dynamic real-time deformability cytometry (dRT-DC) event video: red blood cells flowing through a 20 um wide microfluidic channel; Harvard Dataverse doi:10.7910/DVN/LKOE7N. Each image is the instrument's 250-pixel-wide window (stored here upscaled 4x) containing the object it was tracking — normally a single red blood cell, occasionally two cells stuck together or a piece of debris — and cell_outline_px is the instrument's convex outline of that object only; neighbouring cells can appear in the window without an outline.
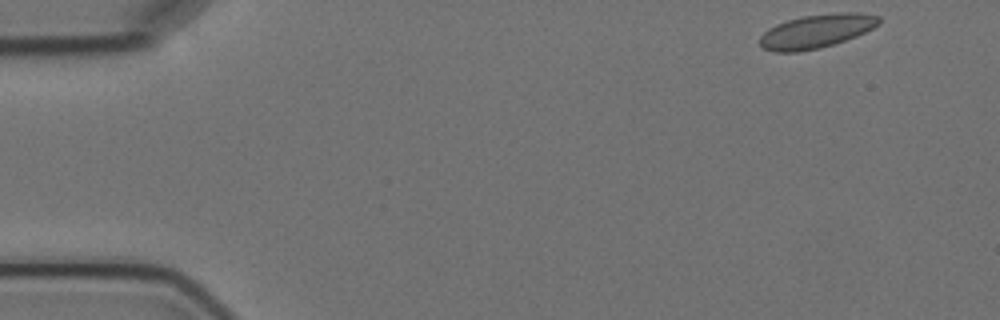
{"species": "Egyptian fruit bat (a non-hibernating species)", "species_latin": "Rousettus aegyptiacus", "temperature_condition": "cold", "stored_images_in_passage": 5, "camera_frame_rate_fps": 3000, "um_per_image_px": 0.085, "animal": {"sex": "female"}, "frame": {"image": 1, "passage_image": 1, "time_ms": 0.0, "image_size_px": [1000, 320], "cell_outline_px": [[880, 24], [856, 36], [820, 48], [796, 52], [772, 52], [764, 48], [760, 44], [760, 36], [768, 28], [776, 24], [788, 20], [804, 16], [840, 12], [856, 12], [880, 16]], "centroid_in_image_um": [69.39, 2.65], "position_along_channel_um": 15.6, "area_um2": 23.24}}
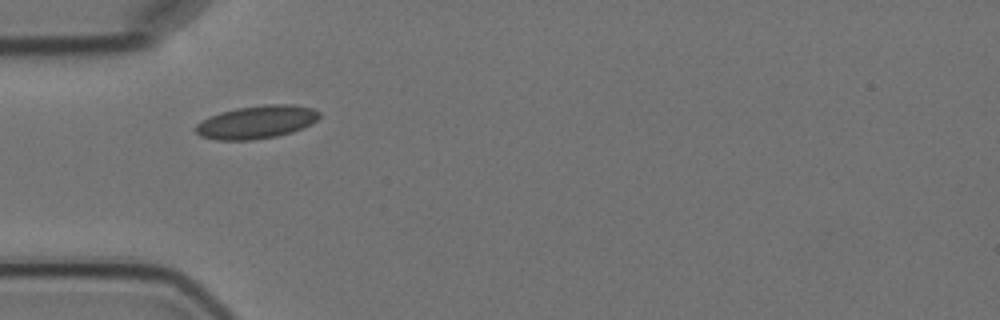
{"frame": {"image": 2, "passage_image": 4, "time_ms": 4.333, "image_size_px": [1000, 320], "cell_outline_px": [[320, 116], [312, 124], [304, 128], [292, 132], [276, 136], [252, 140], [220, 140], [200, 136], [192, 128], [196, 124], [220, 112], [236, 108], [264, 104], [292, 104], [312, 108], [320, 112]], "centroid_in_image_um": [21.83, 10.37], "position_along_channel_um": 63.2, "area_um2": 23.87}}
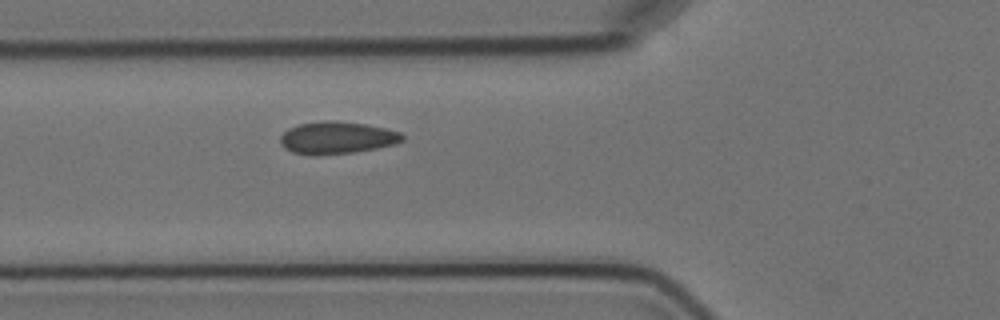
{"frame": {"image": 3, "passage_image": 5, "time_ms": 5.333, "image_size_px": [1000, 320], "cell_outline_px": [[404, 140], [396, 144], [376, 148], [352, 152], [312, 156], [292, 152], [284, 148], [280, 144], [280, 136], [288, 128], [300, 124], [324, 120], [332, 120], [368, 124], [400, 132], [404, 136]], "centroid_in_image_um": [28.62, 11.71], "position_along_channel_um": 97.2, "area_um2": 23.12}}